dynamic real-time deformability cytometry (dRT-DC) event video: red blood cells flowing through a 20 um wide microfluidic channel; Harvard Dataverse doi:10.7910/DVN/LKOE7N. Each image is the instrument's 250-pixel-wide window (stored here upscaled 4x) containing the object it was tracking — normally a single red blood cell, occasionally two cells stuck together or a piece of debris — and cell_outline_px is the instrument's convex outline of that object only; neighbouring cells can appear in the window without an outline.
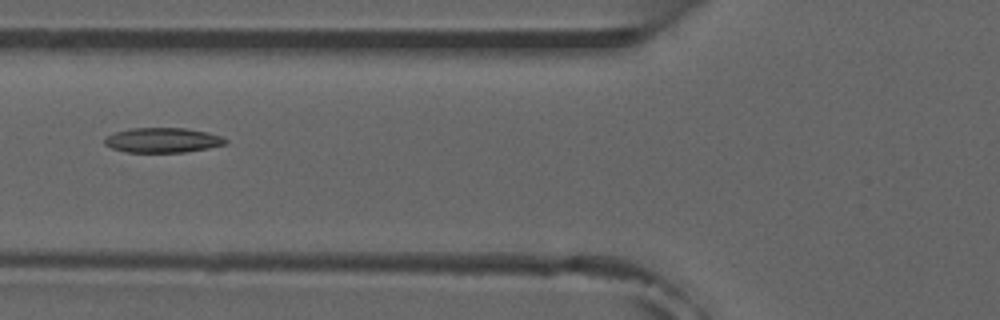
{"species": "common noctule bat (a hibernating species)", "species_latin": "Nyctalus noctula", "temperature_condition": "room temperature", "stored_images_in_passage": 8, "camera_frame_rate_fps": 3000, "um_per_image_px": 0.085, "animal": {"sex": "male", "forearm_length_mm": 52.5}, "frame": {"image": 1, "passage_image": 5, "time_ms": 4.667, "image_size_px": [1000, 320], "cell_outline_px": [[228, 144], [208, 148], [184, 152], [128, 152], [112, 148], [104, 144], [104, 140], [108, 136], [116, 132], [128, 128], [184, 128], [208, 132], [220, 136], [228, 140]], "centroid_in_image_um": [13.85, 11.91], "position_along_channel_um": 111.9, "area_um2": 17.46}}
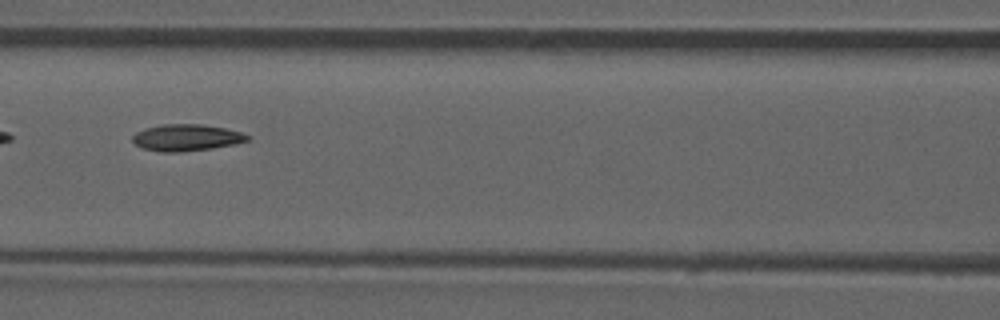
{"frame": {"image": 2, "passage_image": 6, "time_ms": 5.667, "image_size_px": [1000, 320], "cell_outline_px": [[252, 136], [248, 140], [232, 144], [212, 148], [180, 152], [160, 152], [144, 148], [136, 144], [132, 140], [132, 136], [136, 132], [144, 128], [160, 124], [200, 124], [224, 128], [240, 132]], "centroid_in_image_um": [15.82, 11.69], "position_along_channel_um": 150.8, "area_um2": 17.74}}